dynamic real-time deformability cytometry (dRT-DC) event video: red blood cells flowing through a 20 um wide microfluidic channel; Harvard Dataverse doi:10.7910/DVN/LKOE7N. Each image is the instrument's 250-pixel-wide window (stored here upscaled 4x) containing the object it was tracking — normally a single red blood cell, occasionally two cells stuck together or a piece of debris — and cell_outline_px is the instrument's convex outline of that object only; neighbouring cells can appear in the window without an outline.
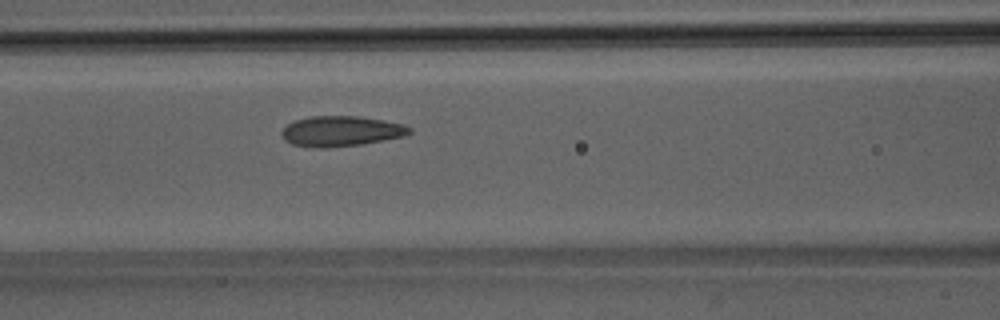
{"species": "Egyptian fruit bat (a non-hibernating species)", "species_latin": "Rousettus aegyptiacus", "temperature_condition": "room temperature", "stored_images_in_passage": 47, "camera_frame_rate_fps": 3000, "um_per_image_px": 0.085, "animal": {"sex": "male"}, "frame": {"image": 1, "passage_image": 18, "time_ms": 5.667, "image_size_px": [1000, 320], "cell_outline_px": [[412, 132], [404, 136], [384, 140], [360, 144], [328, 148], [316, 148], [292, 144], [284, 140], [280, 132], [288, 124], [296, 120], [312, 116], [360, 116], [384, 120], [404, 124], [412, 128]], "centroid_in_image_um": [29.0, 11.15], "position_along_channel_um": 137.6, "area_um2": 22.66}}
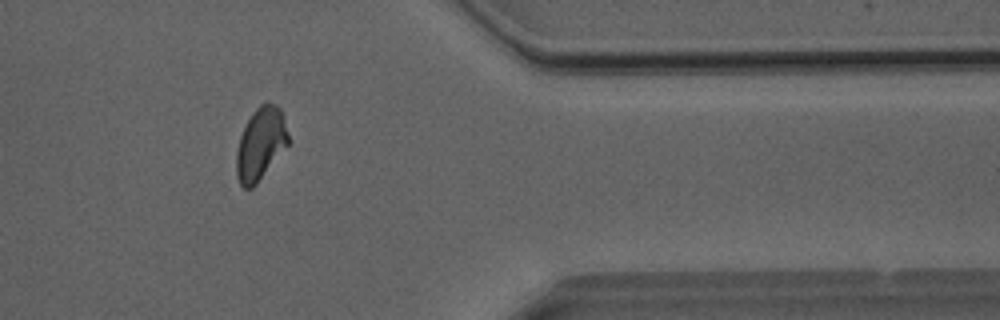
{"frame": {"image": 2, "passage_image": 38, "time_ms": 12.333, "image_size_px": [1000, 320], "cell_outline_px": [[288, 144], [256, 184], [252, 188], [244, 188], [240, 184], [236, 176], [236, 152], [240, 136], [252, 112], [260, 104], [276, 104], [280, 108], [288, 132]], "centroid_in_image_um": [22.13, 12.23], "position_along_channel_um": 389.3, "area_um2": 21.56}}
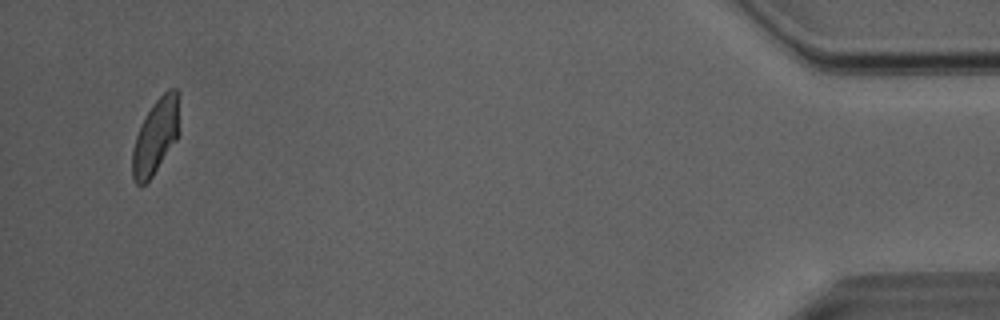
{"frame": {"image": 3, "passage_image": 45, "time_ms": 14.667, "image_size_px": [1000, 320], "cell_outline_px": [[180, 132], [176, 140], [152, 176], [144, 184], [136, 184], [132, 176], [132, 148], [136, 136], [144, 116], [152, 104], [168, 88], [176, 88], [180, 92]], "centroid_in_image_um": [13.27, 11.51], "position_along_channel_um": 421.9, "area_um2": 21.04}, "authors_computed_cell_mechanics": {"area_um2": 21.9062, "velocity_mm_per_s": 4.054, "shape_relaxation_time_tau1_ms": 10.1181, "shape_relaxation_time_tau2_ms": 1.5849, "deformation_change_tau1": 0.1994, "deformation_change_tau2": 0.0777}}